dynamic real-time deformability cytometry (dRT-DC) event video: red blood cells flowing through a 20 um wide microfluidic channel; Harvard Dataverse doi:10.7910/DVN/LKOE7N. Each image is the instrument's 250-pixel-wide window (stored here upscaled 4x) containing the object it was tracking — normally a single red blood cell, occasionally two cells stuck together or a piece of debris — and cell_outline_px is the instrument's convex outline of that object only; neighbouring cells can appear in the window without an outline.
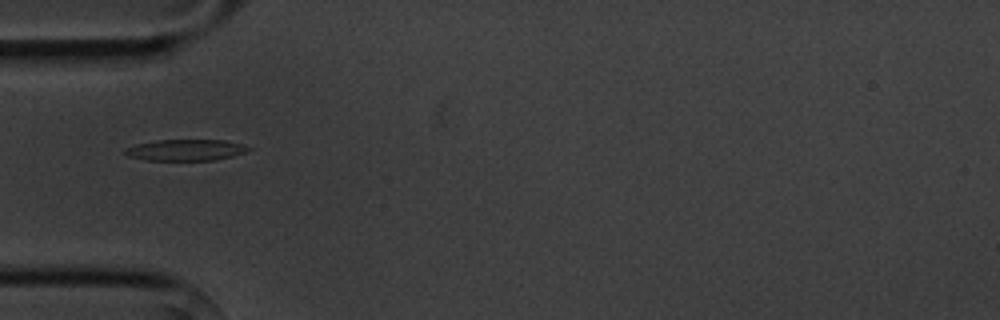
{"species": "common noctule bat (a hibernating species)", "species_latin": "Nyctalus noctula", "temperature_condition": "cold", "stored_images_in_passage": 4, "camera_frame_rate_fps": 3000, "um_per_image_px": 0.085, "animal": {"sex": "male", "body_mass_g": 20.1, "forearm_length_mm": 53.5}, "frame": {"image": 1, "passage_image": 2, "time_ms": 1.333, "image_size_px": [1000, 320], "cell_outline_px": [[252, 148], [244, 152], [232, 156], [216, 160], [148, 160], [128, 156], [124, 152], [124, 148], [136, 144], [156, 140], [224, 140], [244, 144]], "centroid_in_image_um": [15.78, 12.74], "position_along_channel_um": 69.2, "area_um2": 15.26}}
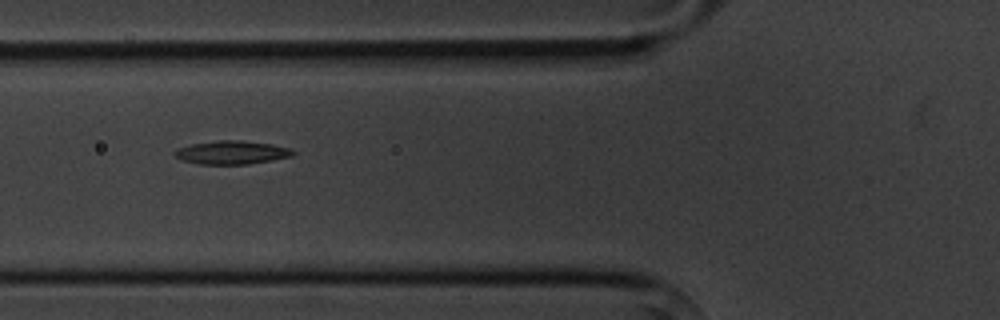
{"frame": {"image": 2, "passage_image": 3, "time_ms": 2.333, "image_size_px": [1000, 320], "cell_outline_px": [[296, 152], [292, 156], [272, 160], [248, 164], [196, 164], [180, 160], [172, 152], [176, 148], [188, 144], [216, 140], [240, 140], [272, 144], [292, 148]], "centroid_in_image_um": [19.66, 12.95], "position_along_channel_um": 106.1, "area_um2": 16.47}}
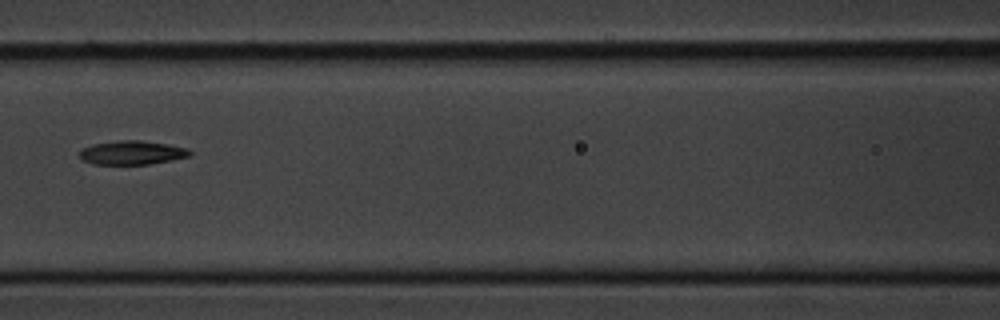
{"frame": {"image": 3, "passage_image": 4, "time_ms": 3.667, "image_size_px": [1000, 320], "cell_outline_px": [[192, 152], [188, 156], [172, 160], [148, 164], [92, 164], [84, 160], [80, 156], [80, 152], [84, 148], [92, 144], [120, 140], [140, 140], [168, 144], [188, 148]], "centroid_in_image_um": [11.24, 12.97], "position_along_channel_um": 155.4, "area_um2": 15.2}}